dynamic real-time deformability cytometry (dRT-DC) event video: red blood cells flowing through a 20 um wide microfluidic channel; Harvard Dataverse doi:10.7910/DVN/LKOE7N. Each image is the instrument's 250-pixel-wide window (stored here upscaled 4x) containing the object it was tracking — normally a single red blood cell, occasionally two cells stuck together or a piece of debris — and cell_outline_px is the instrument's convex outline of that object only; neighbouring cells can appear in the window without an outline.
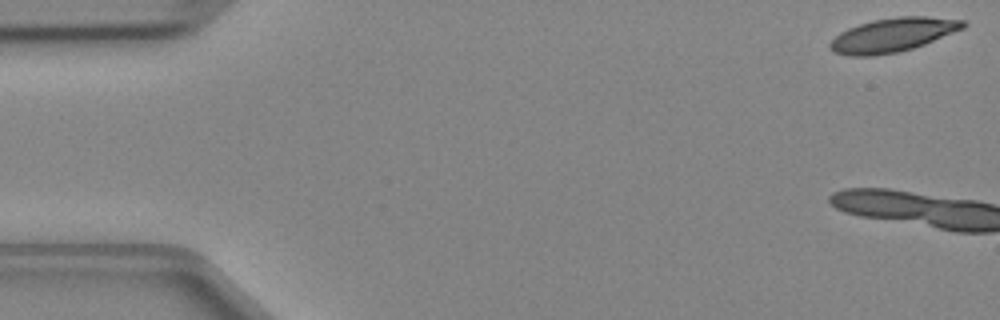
{"species": "Egyptian fruit bat (a non-hibernating species)", "species_latin": "Rousettus aegyptiacus", "temperature_condition": "cold", "stored_images_in_passage": 3, "camera_frame_rate_fps": 3000, "um_per_image_px": 0.085, "animal": {"sex": "female"}, "frame": {"image": 1, "passage_image": 1, "time_ms": 0.0, "image_size_px": [1000, 320], "cell_outline_px": [[968, 24], [964, 28], [924, 44], [900, 52], [872, 56], [848, 56], [832, 52], [828, 48], [828, 44], [840, 32], [848, 28], [872, 20], [896, 16], [928, 16], [964, 20]], "centroid_in_image_um": [75.86, 2.97], "position_along_channel_um": 9.1, "area_um2": 26.47}}